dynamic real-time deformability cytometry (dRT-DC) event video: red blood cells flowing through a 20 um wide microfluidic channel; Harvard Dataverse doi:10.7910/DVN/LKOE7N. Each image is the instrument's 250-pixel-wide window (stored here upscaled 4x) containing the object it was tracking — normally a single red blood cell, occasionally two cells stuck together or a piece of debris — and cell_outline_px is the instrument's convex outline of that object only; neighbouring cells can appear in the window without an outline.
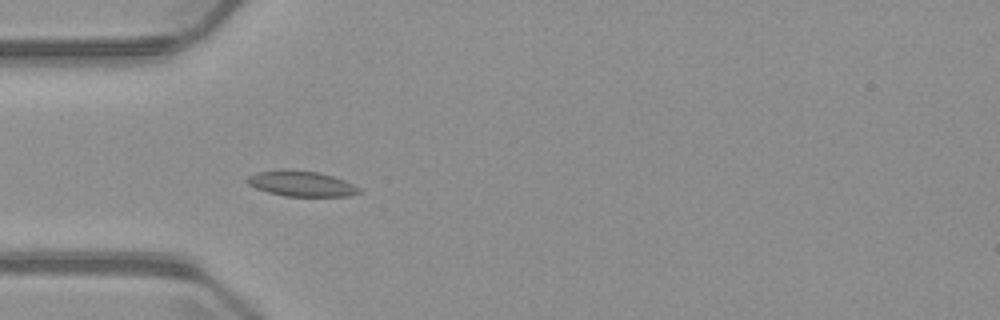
{"species": "common noctule bat (a hibernating species)", "species_latin": "Nyctalus noctula", "temperature_condition": "warm", "stored_images_in_passage": 4, "camera_frame_rate_fps": 3000, "um_per_image_px": 0.085, "animal": {"sex": "male", "body_mass_g": 23.1, "forearm_length_mm": 52.7}, "frame": {"image": 1, "passage_image": 4, "time_ms": 4.333, "image_size_px": [1000, 320], "cell_outline_px": [[360, 192], [348, 196], [284, 196], [268, 192], [256, 188], [248, 184], [244, 180], [248, 176], [256, 172], [284, 168], [320, 172], [344, 180], [360, 188]], "centroid_in_image_um": [25.56, 15.59], "position_along_channel_um": 59.4, "area_um2": 16.76}}